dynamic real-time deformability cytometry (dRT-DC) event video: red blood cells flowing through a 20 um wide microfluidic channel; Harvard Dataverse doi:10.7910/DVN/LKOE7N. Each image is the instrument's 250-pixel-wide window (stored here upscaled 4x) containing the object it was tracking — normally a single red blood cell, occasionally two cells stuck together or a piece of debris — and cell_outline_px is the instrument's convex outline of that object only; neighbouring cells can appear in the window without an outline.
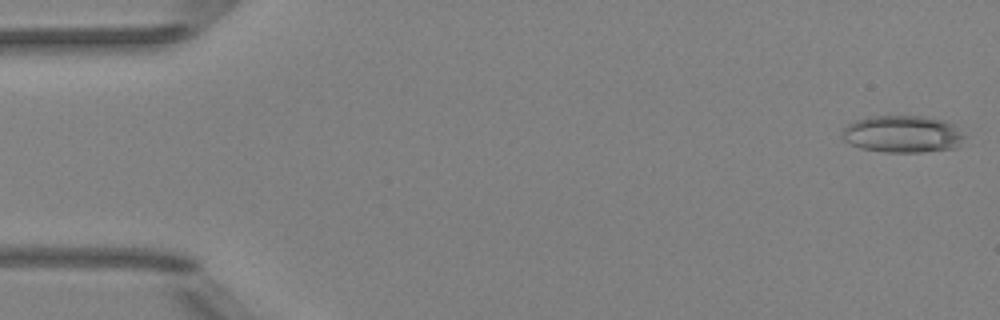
{"species": "Egyptian fruit bat (a non-hibernating species)", "species_latin": "Rousettus aegyptiacus", "temperature_condition": "room temperature", "stored_images_in_passage": 5, "camera_frame_rate_fps": 3000, "um_per_image_px": 0.085, "animal": {"sex": "female"}, "frame": {"image": 1, "passage_image": 1, "time_ms": 0.0, "image_size_px": [1000, 320], "cell_outline_px": [[964, 144], [956, 148], [920, 152], [884, 152], [860, 148], [844, 140], [844, 128], [848, 124], [856, 120], [868, 116], [924, 116], [944, 120], [952, 124], [964, 136]], "centroid_in_image_um": [76.75, 11.4], "position_along_channel_um": 8.2, "area_um2": 26.41}}